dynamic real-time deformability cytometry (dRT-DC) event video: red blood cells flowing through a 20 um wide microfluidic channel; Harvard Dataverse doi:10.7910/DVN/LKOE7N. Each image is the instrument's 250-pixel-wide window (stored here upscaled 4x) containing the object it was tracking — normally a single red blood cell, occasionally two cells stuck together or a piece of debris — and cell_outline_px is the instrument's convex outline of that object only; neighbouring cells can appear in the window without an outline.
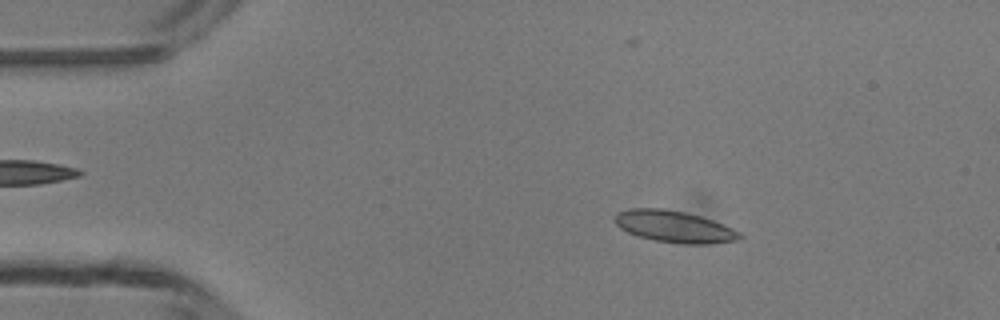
{"species": "common noctule bat (a hibernating species)", "species_latin": "Nyctalus noctula", "temperature_condition": "room temperature", "stored_images_in_passage": 48, "camera_frame_rate_fps": 3000, "um_per_image_px": 0.085, "animal": {"sex": "male", "body_mass_g": 13.3}, "frame": {"image": 1, "passage_image": 7, "time_ms": 2.0, "image_size_px": [1000, 320], "cell_outline_px": [[744, 236], [736, 240], [708, 244], [680, 244], [652, 240], [628, 232], [620, 228], [616, 224], [616, 212], [628, 208], [660, 208], [684, 212], [700, 216], [712, 220], [732, 228], [740, 232]], "centroid_in_image_um": [57.31, 19.26], "position_along_channel_um": 27.7, "area_um2": 23.0}}
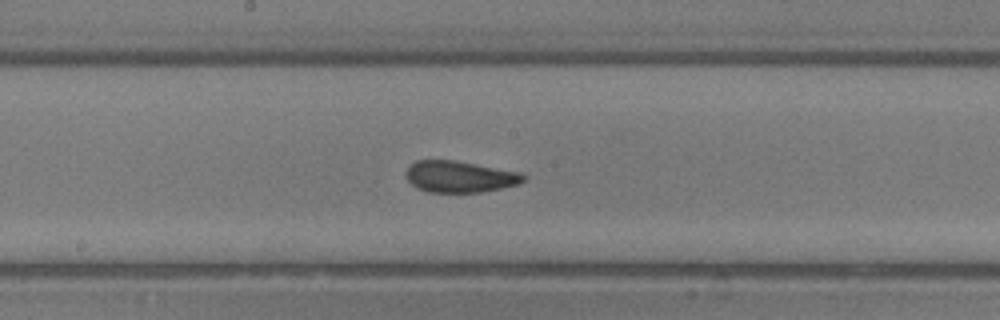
{"frame": {"image": 2, "passage_image": 24, "time_ms": 7.667, "image_size_px": [1000, 320], "cell_outline_px": [[528, 176], [524, 180], [516, 184], [500, 188], [480, 192], [428, 192], [416, 188], [408, 180], [408, 168], [416, 160], [456, 160], [520, 172]], "centroid_in_image_um": [39.09, 15.01], "position_along_channel_um": 209.1, "area_um2": 21.33}}
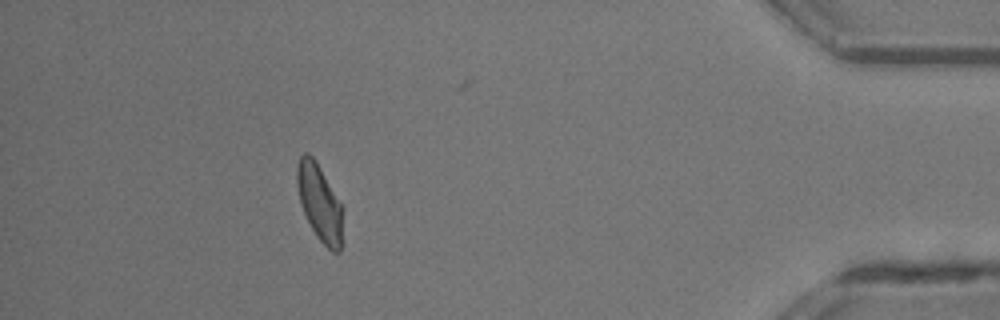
{"frame": {"image": 3, "passage_image": 42, "time_ms": 13.667, "image_size_px": [1000, 320], "cell_outline_px": [[344, 244], [340, 252], [332, 252], [316, 236], [300, 204], [296, 180], [296, 168], [300, 156], [304, 152], [308, 152], [316, 160], [344, 208]], "centroid_in_image_um": [27.22, 17.27], "position_along_channel_um": 408.0, "area_um2": 21.15}, "authors_computed_cell_mechanics": {"area_um2": 21.4438, "velocity_mm_per_s": 4.2665, "shape_relaxation_time_tau1_ms": 5.7073, "shape_relaxation_time_tau2_ms": 1.2121, "deformation_change_tau1": 0.1388, "deformation_change_tau2": 0.0618}}